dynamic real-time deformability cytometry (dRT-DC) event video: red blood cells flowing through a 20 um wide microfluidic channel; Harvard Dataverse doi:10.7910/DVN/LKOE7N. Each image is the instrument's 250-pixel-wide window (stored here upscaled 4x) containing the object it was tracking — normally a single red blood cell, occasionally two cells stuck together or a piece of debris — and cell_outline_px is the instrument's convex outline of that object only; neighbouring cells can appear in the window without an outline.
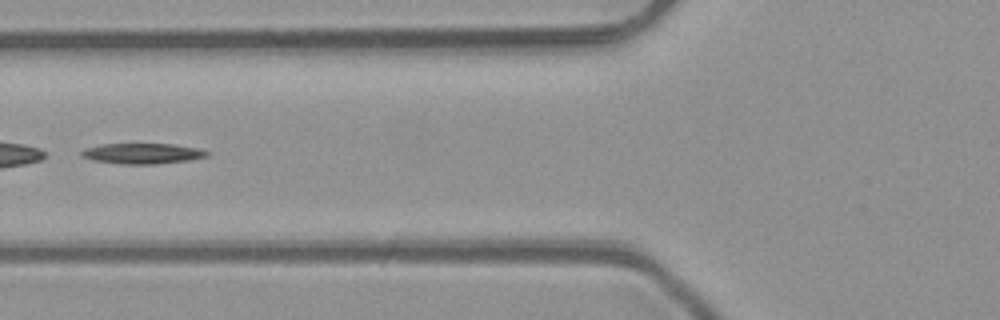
{"species": "common noctule bat (a hibernating species)", "species_latin": "Nyctalus noctula", "temperature_condition": "room temperature", "stored_images_in_passage": 35, "camera_frame_rate_fps": 3000, "um_per_image_px": 0.085, "animal": {"sex": "male", "body_mass_g": 23.1, "forearm_length_mm": 52.7}, "frame": {"image": 1, "passage_image": 6, "time_ms": 1.667, "image_size_px": [1000, 320], "cell_outline_px": [[212, 152], [208, 156], [188, 160], [156, 164], [120, 164], [92, 160], [80, 156], [80, 152], [84, 148], [100, 144], [172, 144], [196, 148]], "centroid_in_image_um": [12.07, 13.05], "position_along_channel_um": 113.7, "area_um2": 15.09}, "authors_computed_cell_mechanics": {"area_um2": 15.2592, "velocity_mm_per_s": 4.1336, "shape_relaxation_time_tau1_ms": 10.9594, "shape_relaxation_time_tau2_ms": null, "deformation_change_tau1": 0.2346, "deformation_change_tau2": null}}